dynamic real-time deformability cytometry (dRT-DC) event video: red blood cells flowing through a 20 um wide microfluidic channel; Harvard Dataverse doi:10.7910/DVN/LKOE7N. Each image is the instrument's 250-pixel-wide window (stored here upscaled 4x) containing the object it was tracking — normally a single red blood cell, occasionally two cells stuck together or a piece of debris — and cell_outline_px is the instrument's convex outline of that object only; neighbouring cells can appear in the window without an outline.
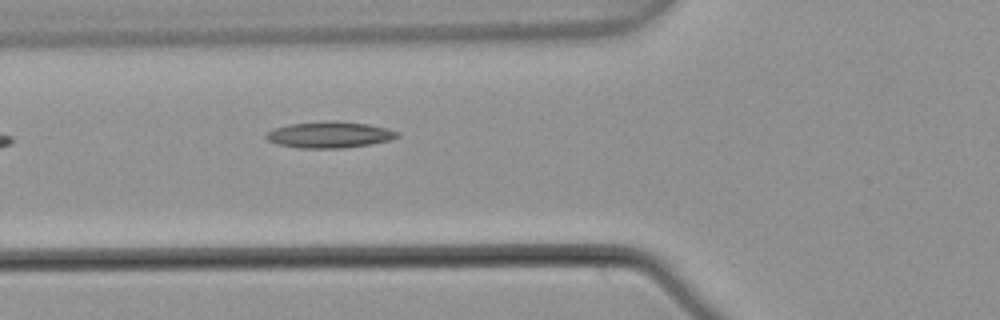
{"species": "common noctule bat (a hibernating species)", "species_latin": "Nyctalus noctula", "temperature_condition": "warm", "stored_images_in_passage": 2, "camera_frame_rate_fps": 3000, "um_per_image_px": 0.085, "animal": {"sex": "male", "body_mass_g": 21.5, "forearm_length_mm": 52.0}, "frame": {"image": 1, "passage_image": 2, "time_ms": 0.333, "image_size_px": [1000, 320], "cell_outline_px": [[400, 136], [392, 140], [368, 144], [340, 148], [300, 148], [276, 144], [268, 140], [264, 136], [272, 128], [288, 124], [332, 120], [336, 120], [368, 124], [400, 132]], "centroid_in_image_um": [27.99, 11.44], "position_along_channel_um": 97.8, "area_um2": 20.17}}